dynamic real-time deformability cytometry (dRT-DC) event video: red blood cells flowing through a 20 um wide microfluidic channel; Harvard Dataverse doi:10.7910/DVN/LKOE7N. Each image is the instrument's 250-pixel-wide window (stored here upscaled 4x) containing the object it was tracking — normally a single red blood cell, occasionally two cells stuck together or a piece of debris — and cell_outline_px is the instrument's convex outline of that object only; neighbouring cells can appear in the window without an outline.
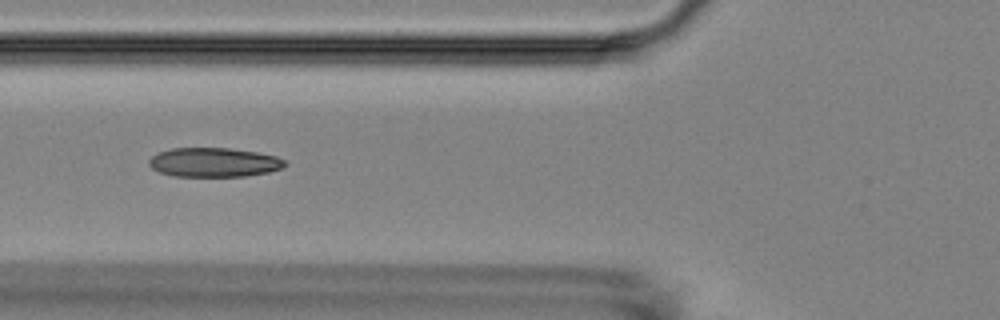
{"species": "Egyptian fruit bat (a non-hibernating species)", "species_latin": "Rousettus aegyptiacus", "temperature_condition": "room temperature", "stored_images_in_passage": 9, "camera_frame_rate_fps": 3000, "um_per_image_px": 0.085, "animal": {"sex": "female"}, "frame": {"image": 1, "passage_image": 6, "time_ms": 5.667, "image_size_px": [1000, 320], "cell_outline_px": [[288, 164], [280, 168], [268, 172], [244, 176], [172, 176], [160, 172], [152, 168], [148, 164], [148, 160], [156, 152], [172, 148], [228, 148], [256, 152], [276, 156], [288, 160]], "centroid_in_image_um": [18.17, 13.79], "position_along_channel_um": 107.6, "area_um2": 23.24}}
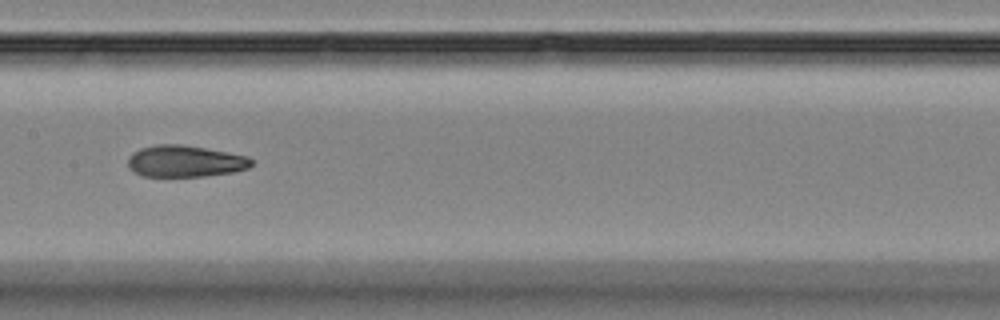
{"frame": {"image": 2, "passage_image": 8, "time_ms": 8.0, "image_size_px": [1000, 320], "cell_outline_px": [[252, 164], [248, 168], [232, 172], [204, 176], [140, 176], [128, 168], [128, 156], [132, 152], [140, 148], [156, 144], [184, 144], [248, 156], [252, 160]], "centroid_in_image_um": [15.68, 13.69], "position_along_channel_um": 191.7, "area_um2": 22.89}}
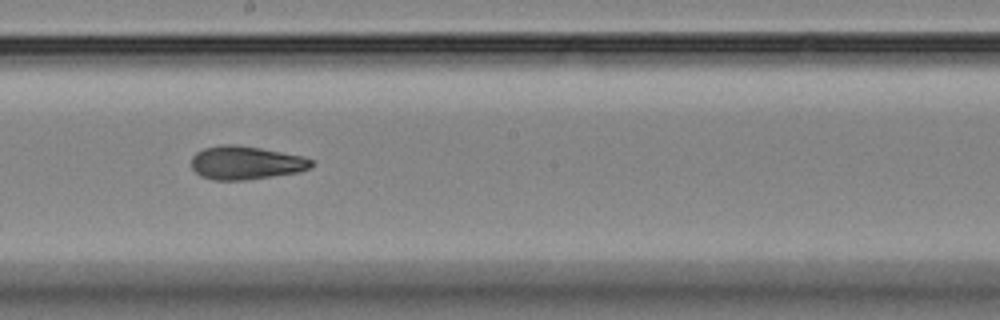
{"frame": {"image": 3, "passage_image": 9, "time_ms": 9.0, "image_size_px": [1000, 320], "cell_outline_px": [[312, 164], [308, 168], [300, 172], [244, 180], [212, 180], [200, 176], [192, 168], [192, 156], [196, 152], [204, 148], [220, 144], [236, 144], [260, 148], [304, 156], [312, 160]], "centroid_in_image_um": [20.86, 13.83], "position_along_channel_um": 227.3, "area_um2": 23.41}}